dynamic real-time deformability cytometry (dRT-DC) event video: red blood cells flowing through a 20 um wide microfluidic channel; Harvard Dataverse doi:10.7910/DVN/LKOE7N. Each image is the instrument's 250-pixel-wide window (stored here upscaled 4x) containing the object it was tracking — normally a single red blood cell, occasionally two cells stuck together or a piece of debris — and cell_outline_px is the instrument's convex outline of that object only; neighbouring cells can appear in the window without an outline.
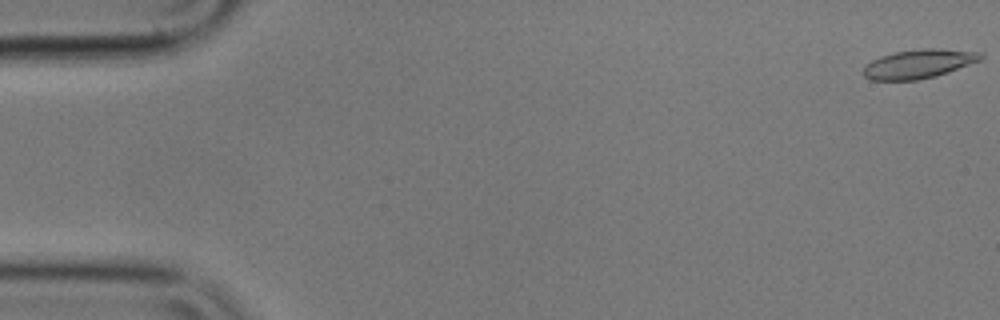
{"species": "common noctule bat (a hibernating species)", "species_latin": "Nyctalus noctula", "temperature_condition": "cold", "stored_images_in_passage": 10, "camera_frame_rate_fps": 3000, "um_per_image_px": 0.085, "animal": {"sex": "male", "body_mass_g": 17.9}, "frame": {"image": 1, "passage_image": 1, "time_ms": 0.0, "image_size_px": [1000, 320], "cell_outline_px": [[984, 56], [980, 60], [948, 72], [936, 76], [916, 80], [872, 80], [864, 76], [860, 72], [872, 60], [880, 56], [896, 52], [924, 48], [940, 48], [980, 52]], "centroid_in_image_um": [78.08, 5.43], "position_along_channel_um": 6.9, "area_um2": 19.71}}